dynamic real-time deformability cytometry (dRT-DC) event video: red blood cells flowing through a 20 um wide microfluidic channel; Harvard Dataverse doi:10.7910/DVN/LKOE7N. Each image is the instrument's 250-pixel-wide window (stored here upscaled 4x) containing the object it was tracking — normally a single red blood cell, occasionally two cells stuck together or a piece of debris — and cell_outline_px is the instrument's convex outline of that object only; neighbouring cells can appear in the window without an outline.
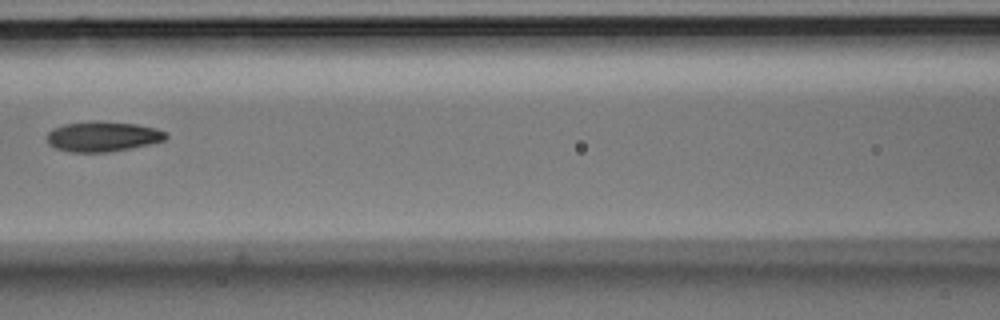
{"species": "Egyptian fruit bat (a non-hibernating species)", "species_latin": "Rousettus aegyptiacus", "temperature_condition": "room temperature", "stored_images_in_passage": 4, "camera_frame_rate_fps": 3000, "um_per_image_px": 0.085, "animal": {"sex": "male"}, "frame": {"image": 1, "passage_image": 4, "time_ms": 1.0, "image_size_px": [1000, 320], "cell_outline_px": [[168, 136], [164, 140], [148, 144], [108, 152], [72, 152], [56, 148], [48, 144], [48, 132], [52, 128], [64, 124], [92, 120], [100, 120], [136, 124], [156, 128], [164, 132]], "centroid_in_image_um": [8.7, 11.58], "position_along_channel_um": 157.9, "area_um2": 20.87}}